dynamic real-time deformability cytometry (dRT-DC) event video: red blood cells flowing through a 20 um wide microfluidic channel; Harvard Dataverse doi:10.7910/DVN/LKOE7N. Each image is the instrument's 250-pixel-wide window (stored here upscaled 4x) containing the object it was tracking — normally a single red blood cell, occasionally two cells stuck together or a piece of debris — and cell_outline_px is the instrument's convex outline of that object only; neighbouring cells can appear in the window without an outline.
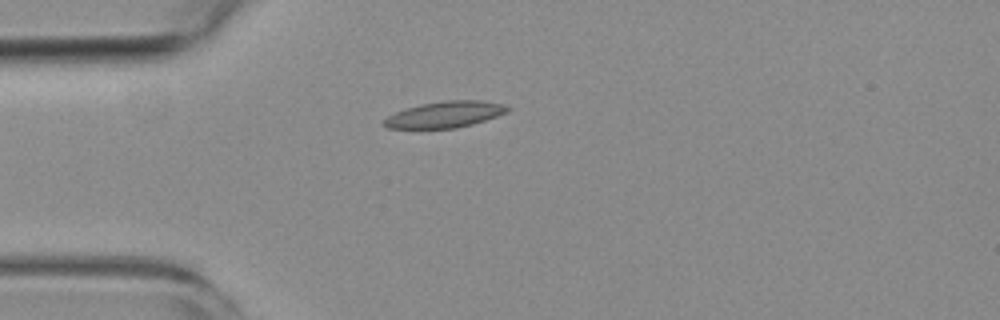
{"species": "common noctule bat (a hibernating species)", "species_latin": "Nyctalus noctula", "temperature_condition": "room temperature", "stored_images_in_passage": 2, "camera_frame_rate_fps": 3000, "um_per_image_px": 0.085, "animal": {"sex": "female", "body_mass_g": 19.3, "forearm_length_mm": 54.1}, "frame": {"image": 1, "passage_image": 2, "time_ms": 1.0, "image_size_px": [1000, 320], "cell_outline_px": [[512, 108], [508, 112], [472, 124], [456, 128], [388, 128], [380, 124], [388, 116], [404, 108], [420, 104], [448, 100], [480, 100], [508, 104]], "centroid_in_image_um": [37.85, 9.72], "position_along_channel_um": 47.2, "area_um2": 19.02}}